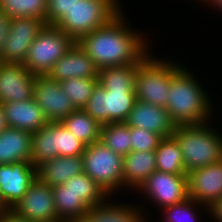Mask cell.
<instances>
[{
    "mask_svg": "<svg viewBox=\"0 0 222 222\" xmlns=\"http://www.w3.org/2000/svg\"><path fill=\"white\" fill-rule=\"evenodd\" d=\"M126 20L121 11L108 24L78 41L98 69L138 64L150 52L146 42L148 39L144 38V34L136 32V29H130Z\"/></svg>",
    "mask_w": 222,
    "mask_h": 222,
    "instance_id": "6da1fadb",
    "label": "cell"
},
{
    "mask_svg": "<svg viewBox=\"0 0 222 222\" xmlns=\"http://www.w3.org/2000/svg\"><path fill=\"white\" fill-rule=\"evenodd\" d=\"M183 67L177 61L171 64L166 110L175 126L208 123L211 120L210 115L214 114L213 109L211 110L212 101L202 88V83H198L189 69Z\"/></svg>",
    "mask_w": 222,
    "mask_h": 222,
    "instance_id": "7a4b0ae2",
    "label": "cell"
},
{
    "mask_svg": "<svg viewBox=\"0 0 222 222\" xmlns=\"http://www.w3.org/2000/svg\"><path fill=\"white\" fill-rule=\"evenodd\" d=\"M209 123L179 125L174 129L172 136L180 146L187 172L222 160V134Z\"/></svg>",
    "mask_w": 222,
    "mask_h": 222,
    "instance_id": "3957f363",
    "label": "cell"
},
{
    "mask_svg": "<svg viewBox=\"0 0 222 222\" xmlns=\"http://www.w3.org/2000/svg\"><path fill=\"white\" fill-rule=\"evenodd\" d=\"M119 4V0H79L54 26L78 42L116 17L121 12Z\"/></svg>",
    "mask_w": 222,
    "mask_h": 222,
    "instance_id": "277c9868",
    "label": "cell"
},
{
    "mask_svg": "<svg viewBox=\"0 0 222 222\" xmlns=\"http://www.w3.org/2000/svg\"><path fill=\"white\" fill-rule=\"evenodd\" d=\"M82 159L84 172L109 197L116 190L123 189V156L113 152L99 140L85 147Z\"/></svg>",
    "mask_w": 222,
    "mask_h": 222,
    "instance_id": "5b68a950",
    "label": "cell"
},
{
    "mask_svg": "<svg viewBox=\"0 0 222 222\" xmlns=\"http://www.w3.org/2000/svg\"><path fill=\"white\" fill-rule=\"evenodd\" d=\"M151 55V53H148L137 64L135 77L136 99L166 108L167 97L170 92L171 64L173 62Z\"/></svg>",
    "mask_w": 222,
    "mask_h": 222,
    "instance_id": "8992f818",
    "label": "cell"
},
{
    "mask_svg": "<svg viewBox=\"0 0 222 222\" xmlns=\"http://www.w3.org/2000/svg\"><path fill=\"white\" fill-rule=\"evenodd\" d=\"M76 41L54 25H44L32 42L23 65L35 75H47Z\"/></svg>",
    "mask_w": 222,
    "mask_h": 222,
    "instance_id": "52a82bcc",
    "label": "cell"
},
{
    "mask_svg": "<svg viewBox=\"0 0 222 222\" xmlns=\"http://www.w3.org/2000/svg\"><path fill=\"white\" fill-rule=\"evenodd\" d=\"M135 101V90H106L98 83L83 110L101 125L125 122Z\"/></svg>",
    "mask_w": 222,
    "mask_h": 222,
    "instance_id": "ba28073f",
    "label": "cell"
},
{
    "mask_svg": "<svg viewBox=\"0 0 222 222\" xmlns=\"http://www.w3.org/2000/svg\"><path fill=\"white\" fill-rule=\"evenodd\" d=\"M138 190L162 210L189 198L187 175H173L157 170L140 185L136 193Z\"/></svg>",
    "mask_w": 222,
    "mask_h": 222,
    "instance_id": "9c48e42d",
    "label": "cell"
},
{
    "mask_svg": "<svg viewBox=\"0 0 222 222\" xmlns=\"http://www.w3.org/2000/svg\"><path fill=\"white\" fill-rule=\"evenodd\" d=\"M45 23L35 17L11 18L0 62L23 64L29 47Z\"/></svg>",
    "mask_w": 222,
    "mask_h": 222,
    "instance_id": "30bf717a",
    "label": "cell"
},
{
    "mask_svg": "<svg viewBox=\"0 0 222 222\" xmlns=\"http://www.w3.org/2000/svg\"><path fill=\"white\" fill-rule=\"evenodd\" d=\"M11 210L31 222H62L57 215L51 187L38 178Z\"/></svg>",
    "mask_w": 222,
    "mask_h": 222,
    "instance_id": "8fae6325",
    "label": "cell"
},
{
    "mask_svg": "<svg viewBox=\"0 0 222 222\" xmlns=\"http://www.w3.org/2000/svg\"><path fill=\"white\" fill-rule=\"evenodd\" d=\"M33 97L49 122H58L76 109L60 83L48 75H36Z\"/></svg>",
    "mask_w": 222,
    "mask_h": 222,
    "instance_id": "7c38bea8",
    "label": "cell"
},
{
    "mask_svg": "<svg viewBox=\"0 0 222 222\" xmlns=\"http://www.w3.org/2000/svg\"><path fill=\"white\" fill-rule=\"evenodd\" d=\"M37 178V167L31 161L0 165V195L11 210L22 199Z\"/></svg>",
    "mask_w": 222,
    "mask_h": 222,
    "instance_id": "4fadbf2b",
    "label": "cell"
},
{
    "mask_svg": "<svg viewBox=\"0 0 222 222\" xmlns=\"http://www.w3.org/2000/svg\"><path fill=\"white\" fill-rule=\"evenodd\" d=\"M188 196L209 207L222 197V160L187 172Z\"/></svg>",
    "mask_w": 222,
    "mask_h": 222,
    "instance_id": "5bb4252c",
    "label": "cell"
},
{
    "mask_svg": "<svg viewBox=\"0 0 222 222\" xmlns=\"http://www.w3.org/2000/svg\"><path fill=\"white\" fill-rule=\"evenodd\" d=\"M35 78L23 64L0 62V103L33 98Z\"/></svg>",
    "mask_w": 222,
    "mask_h": 222,
    "instance_id": "9a60e30c",
    "label": "cell"
},
{
    "mask_svg": "<svg viewBox=\"0 0 222 222\" xmlns=\"http://www.w3.org/2000/svg\"><path fill=\"white\" fill-rule=\"evenodd\" d=\"M98 74L99 69L78 42L61 56L47 73L51 79L58 82L75 77L98 78Z\"/></svg>",
    "mask_w": 222,
    "mask_h": 222,
    "instance_id": "2e32d148",
    "label": "cell"
},
{
    "mask_svg": "<svg viewBox=\"0 0 222 222\" xmlns=\"http://www.w3.org/2000/svg\"><path fill=\"white\" fill-rule=\"evenodd\" d=\"M125 123L129 127L145 129L162 138L171 137L176 127L166 108L137 99Z\"/></svg>",
    "mask_w": 222,
    "mask_h": 222,
    "instance_id": "e0dca14e",
    "label": "cell"
},
{
    "mask_svg": "<svg viewBox=\"0 0 222 222\" xmlns=\"http://www.w3.org/2000/svg\"><path fill=\"white\" fill-rule=\"evenodd\" d=\"M1 104L10 128L21 129L32 134L49 122L34 97Z\"/></svg>",
    "mask_w": 222,
    "mask_h": 222,
    "instance_id": "ac0fdd59",
    "label": "cell"
},
{
    "mask_svg": "<svg viewBox=\"0 0 222 222\" xmlns=\"http://www.w3.org/2000/svg\"><path fill=\"white\" fill-rule=\"evenodd\" d=\"M83 172L82 156H57L37 166V178L50 187L65 184Z\"/></svg>",
    "mask_w": 222,
    "mask_h": 222,
    "instance_id": "d6986e66",
    "label": "cell"
},
{
    "mask_svg": "<svg viewBox=\"0 0 222 222\" xmlns=\"http://www.w3.org/2000/svg\"><path fill=\"white\" fill-rule=\"evenodd\" d=\"M143 212L144 209L138 208L137 204L135 207L134 202L133 205L109 203L108 197L103 203L90 207L81 222H147L149 219L144 217L146 214Z\"/></svg>",
    "mask_w": 222,
    "mask_h": 222,
    "instance_id": "ffe728a7",
    "label": "cell"
},
{
    "mask_svg": "<svg viewBox=\"0 0 222 222\" xmlns=\"http://www.w3.org/2000/svg\"><path fill=\"white\" fill-rule=\"evenodd\" d=\"M156 171L155 151H132L123 157V188L137 190Z\"/></svg>",
    "mask_w": 222,
    "mask_h": 222,
    "instance_id": "44dd1931",
    "label": "cell"
},
{
    "mask_svg": "<svg viewBox=\"0 0 222 222\" xmlns=\"http://www.w3.org/2000/svg\"><path fill=\"white\" fill-rule=\"evenodd\" d=\"M32 134L8 127L0 133V165L31 161Z\"/></svg>",
    "mask_w": 222,
    "mask_h": 222,
    "instance_id": "7402d4cb",
    "label": "cell"
},
{
    "mask_svg": "<svg viewBox=\"0 0 222 222\" xmlns=\"http://www.w3.org/2000/svg\"><path fill=\"white\" fill-rule=\"evenodd\" d=\"M58 218L64 222H81L90 208L79 195L64 184L51 187Z\"/></svg>",
    "mask_w": 222,
    "mask_h": 222,
    "instance_id": "603a6c76",
    "label": "cell"
},
{
    "mask_svg": "<svg viewBox=\"0 0 222 222\" xmlns=\"http://www.w3.org/2000/svg\"><path fill=\"white\" fill-rule=\"evenodd\" d=\"M155 154L157 171L173 175H187L182 151L173 136L162 138Z\"/></svg>",
    "mask_w": 222,
    "mask_h": 222,
    "instance_id": "cb8c5ba5",
    "label": "cell"
},
{
    "mask_svg": "<svg viewBox=\"0 0 222 222\" xmlns=\"http://www.w3.org/2000/svg\"><path fill=\"white\" fill-rule=\"evenodd\" d=\"M60 122L86 146L100 140L102 125L83 109H76Z\"/></svg>",
    "mask_w": 222,
    "mask_h": 222,
    "instance_id": "d4e9b609",
    "label": "cell"
},
{
    "mask_svg": "<svg viewBox=\"0 0 222 222\" xmlns=\"http://www.w3.org/2000/svg\"><path fill=\"white\" fill-rule=\"evenodd\" d=\"M137 64L103 67L98 81L106 90H135Z\"/></svg>",
    "mask_w": 222,
    "mask_h": 222,
    "instance_id": "484cf974",
    "label": "cell"
},
{
    "mask_svg": "<svg viewBox=\"0 0 222 222\" xmlns=\"http://www.w3.org/2000/svg\"><path fill=\"white\" fill-rule=\"evenodd\" d=\"M58 156L55 142V122H48L38 131L32 133L31 163L37 167L46 160Z\"/></svg>",
    "mask_w": 222,
    "mask_h": 222,
    "instance_id": "4316f807",
    "label": "cell"
},
{
    "mask_svg": "<svg viewBox=\"0 0 222 222\" xmlns=\"http://www.w3.org/2000/svg\"><path fill=\"white\" fill-rule=\"evenodd\" d=\"M100 141L113 152L124 157L132 152L131 127L125 122L103 124Z\"/></svg>",
    "mask_w": 222,
    "mask_h": 222,
    "instance_id": "83f0119b",
    "label": "cell"
},
{
    "mask_svg": "<svg viewBox=\"0 0 222 222\" xmlns=\"http://www.w3.org/2000/svg\"><path fill=\"white\" fill-rule=\"evenodd\" d=\"M48 0H0V11L11 18L35 17L46 22Z\"/></svg>",
    "mask_w": 222,
    "mask_h": 222,
    "instance_id": "f1b7e54d",
    "label": "cell"
},
{
    "mask_svg": "<svg viewBox=\"0 0 222 222\" xmlns=\"http://www.w3.org/2000/svg\"><path fill=\"white\" fill-rule=\"evenodd\" d=\"M64 185L74 190L89 207L101 204L109 197L85 172L69 179Z\"/></svg>",
    "mask_w": 222,
    "mask_h": 222,
    "instance_id": "f546056e",
    "label": "cell"
},
{
    "mask_svg": "<svg viewBox=\"0 0 222 222\" xmlns=\"http://www.w3.org/2000/svg\"><path fill=\"white\" fill-rule=\"evenodd\" d=\"M59 83L75 109H83L99 81L98 78L75 77Z\"/></svg>",
    "mask_w": 222,
    "mask_h": 222,
    "instance_id": "4dcf8cb0",
    "label": "cell"
},
{
    "mask_svg": "<svg viewBox=\"0 0 222 222\" xmlns=\"http://www.w3.org/2000/svg\"><path fill=\"white\" fill-rule=\"evenodd\" d=\"M55 142L58 156H82L86 145L68 131L60 122H55Z\"/></svg>",
    "mask_w": 222,
    "mask_h": 222,
    "instance_id": "1f68e13d",
    "label": "cell"
},
{
    "mask_svg": "<svg viewBox=\"0 0 222 222\" xmlns=\"http://www.w3.org/2000/svg\"><path fill=\"white\" fill-rule=\"evenodd\" d=\"M199 206L204 208V205L189 197L181 203L166 207L162 210V214L164 215L162 217V219L164 218L163 222H198L199 217L197 215L200 212L195 208Z\"/></svg>",
    "mask_w": 222,
    "mask_h": 222,
    "instance_id": "d6a6232c",
    "label": "cell"
},
{
    "mask_svg": "<svg viewBox=\"0 0 222 222\" xmlns=\"http://www.w3.org/2000/svg\"><path fill=\"white\" fill-rule=\"evenodd\" d=\"M162 137L145 129L131 127L132 151H155Z\"/></svg>",
    "mask_w": 222,
    "mask_h": 222,
    "instance_id": "836d02e7",
    "label": "cell"
},
{
    "mask_svg": "<svg viewBox=\"0 0 222 222\" xmlns=\"http://www.w3.org/2000/svg\"><path fill=\"white\" fill-rule=\"evenodd\" d=\"M79 0H48L45 25H55Z\"/></svg>",
    "mask_w": 222,
    "mask_h": 222,
    "instance_id": "e575fe53",
    "label": "cell"
},
{
    "mask_svg": "<svg viewBox=\"0 0 222 222\" xmlns=\"http://www.w3.org/2000/svg\"><path fill=\"white\" fill-rule=\"evenodd\" d=\"M11 17L0 11V57L2 55L5 37L9 33Z\"/></svg>",
    "mask_w": 222,
    "mask_h": 222,
    "instance_id": "d590c367",
    "label": "cell"
},
{
    "mask_svg": "<svg viewBox=\"0 0 222 222\" xmlns=\"http://www.w3.org/2000/svg\"><path fill=\"white\" fill-rule=\"evenodd\" d=\"M212 216L215 221L222 222V197L218 198L210 207H209V216Z\"/></svg>",
    "mask_w": 222,
    "mask_h": 222,
    "instance_id": "8d00e7d4",
    "label": "cell"
},
{
    "mask_svg": "<svg viewBox=\"0 0 222 222\" xmlns=\"http://www.w3.org/2000/svg\"><path fill=\"white\" fill-rule=\"evenodd\" d=\"M0 222H31L23 217L18 216L14 211L9 210L0 216Z\"/></svg>",
    "mask_w": 222,
    "mask_h": 222,
    "instance_id": "74e56055",
    "label": "cell"
},
{
    "mask_svg": "<svg viewBox=\"0 0 222 222\" xmlns=\"http://www.w3.org/2000/svg\"><path fill=\"white\" fill-rule=\"evenodd\" d=\"M8 127L9 126L7 124L6 117L4 115L2 104L0 103V133H2Z\"/></svg>",
    "mask_w": 222,
    "mask_h": 222,
    "instance_id": "f35d334b",
    "label": "cell"
},
{
    "mask_svg": "<svg viewBox=\"0 0 222 222\" xmlns=\"http://www.w3.org/2000/svg\"><path fill=\"white\" fill-rule=\"evenodd\" d=\"M199 1L203 2V3L208 2L209 3L208 5H210V3H211L212 7L215 6L220 11L222 9V0H199Z\"/></svg>",
    "mask_w": 222,
    "mask_h": 222,
    "instance_id": "ab89813d",
    "label": "cell"
},
{
    "mask_svg": "<svg viewBox=\"0 0 222 222\" xmlns=\"http://www.w3.org/2000/svg\"><path fill=\"white\" fill-rule=\"evenodd\" d=\"M9 210L10 209L7 207V205L5 204V202L3 201V199L1 198V195H0V216L5 214Z\"/></svg>",
    "mask_w": 222,
    "mask_h": 222,
    "instance_id": "60d3db41",
    "label": "cell"
}]
</instances>
